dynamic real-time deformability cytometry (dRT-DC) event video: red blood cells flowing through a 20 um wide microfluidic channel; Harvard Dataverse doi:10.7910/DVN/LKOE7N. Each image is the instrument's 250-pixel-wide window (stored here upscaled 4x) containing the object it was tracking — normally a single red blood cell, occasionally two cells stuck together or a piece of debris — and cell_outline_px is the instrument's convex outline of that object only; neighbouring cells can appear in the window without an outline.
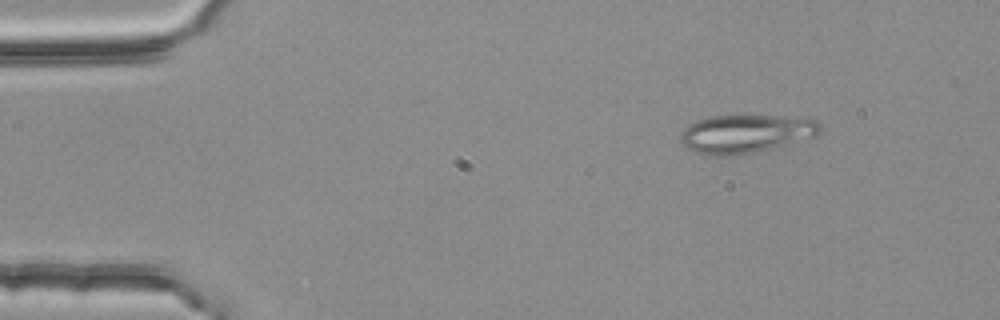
{"species": "common noctule bat (a hibernating species)", "species_latin": "Nyctalus noctula", "temperature_condition": "room temperature", "stored_images_in_passage": 4, "camera_frame_rate_fps": 3000, "um_per_image_px": 0.085, "animal": {"sex": "female", "body_mass_g": 25.1}, "frame": {"image": 1, "passage_image": 2, "time_ms": 0.333, "image_size_px": [1000, 320], "cell_outline_px": [[824, 128], [816, 136], [752, 152], [732, 156], [712, 156], [696, 152], [688, 148], [680, 140], [680, 136], [684, 128], [688, 124], [696, 120], [708, 116], [772, 116], [820, 120]], "centroid_in_image_um": [63.37, 11.36], "position_along_channel_um": 21.6, "area_um2": 30.92}}